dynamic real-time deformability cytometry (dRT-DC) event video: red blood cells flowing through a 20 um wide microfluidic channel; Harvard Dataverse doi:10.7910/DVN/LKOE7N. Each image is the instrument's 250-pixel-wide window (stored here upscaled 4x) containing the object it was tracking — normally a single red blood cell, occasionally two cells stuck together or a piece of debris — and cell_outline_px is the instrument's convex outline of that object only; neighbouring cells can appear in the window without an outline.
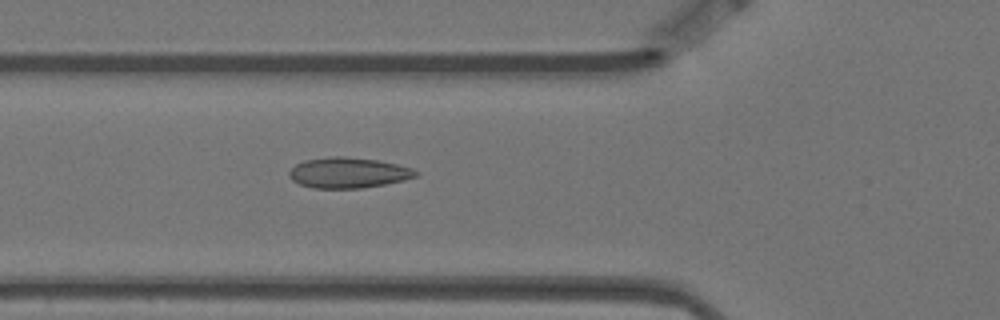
{"species": "Egyptian fruit bat (a non-hibernating species)", "species_latin": "Rousettus aegyptiacus", "temperature_condition": "warm", "stored_images_in_passage": 2, "camera_frame_rate_fps": 3000, "um_per_image_px": 0.085, "animal": {"sex": "female"}, "frame": {"image": 1, "passage_image": 2, "time_ms": 0.333, "image_size_px": [1000, 320], "cell_outline_px": [[420, 172], [416, 176], [404, 180], [384, 184], [360, 188], [312, 188], [300, 184], [292, 180], [288, 176], [288, 172], [296, 164], [304, 160], [332, 156], [344, 156], [376, 160], [396, 164], [412, 168]], "centroid_in_image_um": [29.58, 14.68], "position_along_channel_um": 96.2, "area_um2": 22.48}}